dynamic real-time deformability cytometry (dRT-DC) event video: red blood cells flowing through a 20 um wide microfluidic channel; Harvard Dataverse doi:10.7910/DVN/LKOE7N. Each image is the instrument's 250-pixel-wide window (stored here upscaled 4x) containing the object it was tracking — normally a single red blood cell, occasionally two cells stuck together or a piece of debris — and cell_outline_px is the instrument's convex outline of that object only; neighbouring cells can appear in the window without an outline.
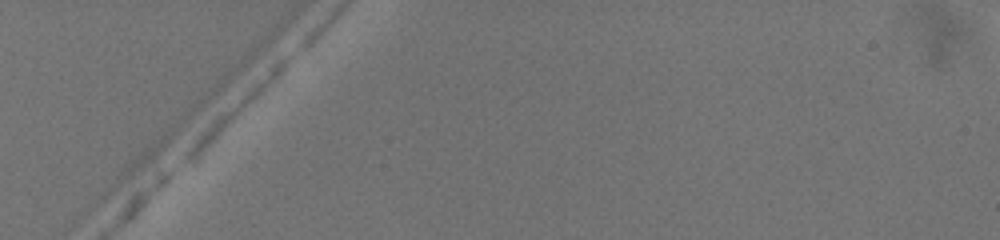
{"species": "common noctule bat (a hibernating species)", "species_latin": "Nyctalus noctula", "temperature_condition": "warm", "stored_images_in_passage": 3, "camera_frame_rate_fps": 3000, "um_per_image_px": 0.085, "animal": {"sex": "female", "body_mass_g": 19.5, "forearm_length_mm": 54.1}, "frame": {"image": 1, "passage_image": 1, "time_ms": 0.0, "image_size_px": [1000, 240], "cell_outline_px": [[292, 56], [288, 64], [224, 124], [184, 160], [180, 160], [184, 152], [196, 132], [280, 56], [292, 52]], "centroid_in_image_um": [20.09, 8.85], "position_along_channel_um": 64.9, "area_um2": 12.31}}